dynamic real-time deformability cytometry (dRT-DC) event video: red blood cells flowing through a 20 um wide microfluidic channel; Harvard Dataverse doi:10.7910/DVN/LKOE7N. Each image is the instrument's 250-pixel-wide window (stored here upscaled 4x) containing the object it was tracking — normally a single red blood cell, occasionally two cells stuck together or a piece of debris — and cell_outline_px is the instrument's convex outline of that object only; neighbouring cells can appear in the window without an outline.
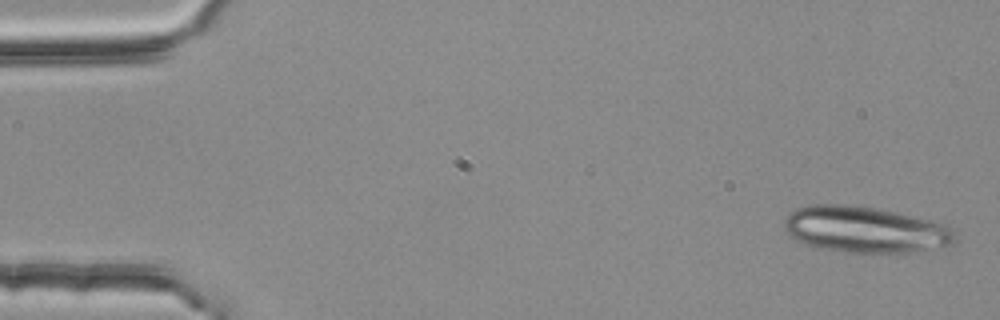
{"species": "common noctule bat (a hibernating species)", "species_latin": "Nyctalus noctula", "temperature_condition": "room temperature", "stored_images_in_passage": 4, "camera_frame_rate_fps": 3000, "um_per_image_px": 0.085, "animal": {"sex": "female", "body_mass_g": 25.1}, "frame": {"image": 1, "passage_image": 1, "time_ms": 0.0, "image_size_px": [1000, 320], "cell_outline_px": [[956, 240], [952, 244], [912, 252], [844, 252], [820, 248], [804, 244], [796, 240], [784, 228], [784, 220], [788, 212], [796, 208], [812, 204], [840, 204], [876, 208], [896, 212], [948, 224], [952, 228]], "centroid_in_image_um": [73.51, 19.5], "position_along_channel_um": 11.5, "area_um2": 45.95}}